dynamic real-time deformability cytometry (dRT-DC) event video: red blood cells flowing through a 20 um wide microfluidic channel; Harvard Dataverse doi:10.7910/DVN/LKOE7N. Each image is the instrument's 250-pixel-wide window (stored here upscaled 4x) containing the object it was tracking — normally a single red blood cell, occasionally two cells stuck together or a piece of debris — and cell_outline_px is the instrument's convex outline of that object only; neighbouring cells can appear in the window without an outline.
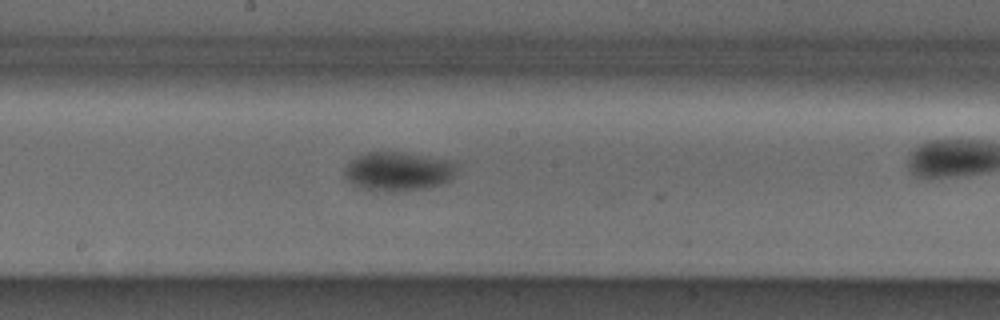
{"species": "Egyptian fruit bat (a non-hibernating species)", "species_latin": "Rousettus aegyptiacus", "temperature_condition": "cold", "stored_images_in_passage": 31, "camera_frame_rate_fps": 3000, "um_per_image_px": 0.085, "animal": {"sex": "male"}, "frame": {"image": 1, "passage_image": 18, "time_ms": 5.667, "image_size_px": [1000, 320], "cell_outline_px": [[456, 176], [452, 180], [444, 184], [428, 188], [396, 192], [384, 192], [360, 188], [352, 184], [344, 176], [344, 168], [356, 156], [368, 152], [404, 152], [448, 160], [456, 164]], "centroid_in_image_um": [33.86, 14.59], "position_along_channel_um": 214.3, "area_um2": 25.95}}